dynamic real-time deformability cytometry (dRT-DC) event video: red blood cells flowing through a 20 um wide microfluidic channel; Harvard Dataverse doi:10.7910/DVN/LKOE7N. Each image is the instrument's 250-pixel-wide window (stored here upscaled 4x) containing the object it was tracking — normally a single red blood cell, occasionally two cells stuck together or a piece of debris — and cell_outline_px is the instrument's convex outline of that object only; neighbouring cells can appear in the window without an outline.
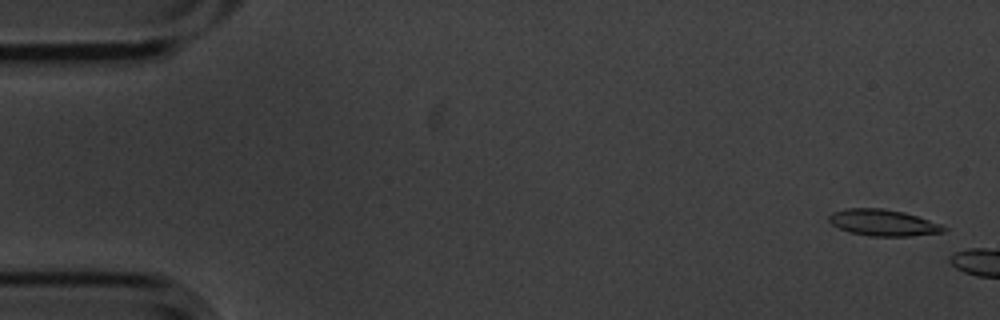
{"species": "common noctule bat (a hibernating species)", "species_latin": "Nyctalus noctula", "temperature_condition": "cold", "stored_images_in_passage": 3, "camera_frame_rate_fps": 3000, "um_per_image_px": 0.085, "animal": {"sex": "male", "body_mass_g": 20.1, "forearm_length_mm": 53.5}, "frame": {"image": 1, "passage_image": 1, "time_ms": 0.0, "image_size_px": [1000, 320], "cell_outline_px": [[948, 228], [944, 232], [912, 236], [868, 236], [848, 232], [832, 224], [828, 220], [828, 216], [832, 212], [848, 208], [884, 208], [904, 212], [940, 224]], "centroid_in_image_um": [75.05, 18.93], "position_along_channel_um": 9.9, "area_um2": 17.69}}